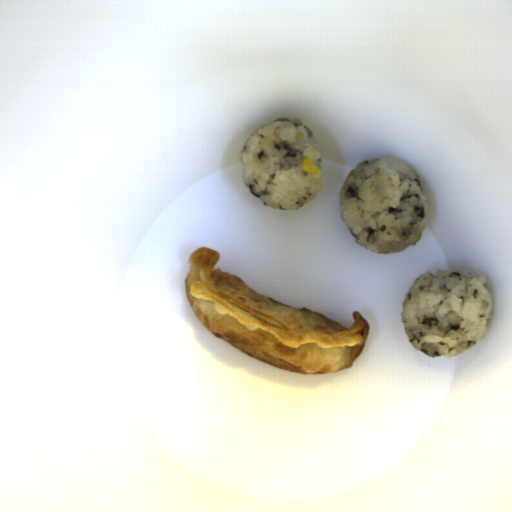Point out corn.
I'll use <instances>...</instances> for the list:
<instances>
[{
  "label": "corn",
  "mask_w": 512,
  "mask_h": 512,
  "mask_svg": "<svg viewBox=\"0 0 512 512\" xmlns=\"http://www.w3.org/2000/svg\"><path fill=\"white\" fill-rule=\"evenodd\" d=\"M302 170L308 174L317 175L320 170L319 167L313 163L311 156H305L301 161Z\"/></svg>",
  "instance_id": "corn-1"
}]
</instances>
